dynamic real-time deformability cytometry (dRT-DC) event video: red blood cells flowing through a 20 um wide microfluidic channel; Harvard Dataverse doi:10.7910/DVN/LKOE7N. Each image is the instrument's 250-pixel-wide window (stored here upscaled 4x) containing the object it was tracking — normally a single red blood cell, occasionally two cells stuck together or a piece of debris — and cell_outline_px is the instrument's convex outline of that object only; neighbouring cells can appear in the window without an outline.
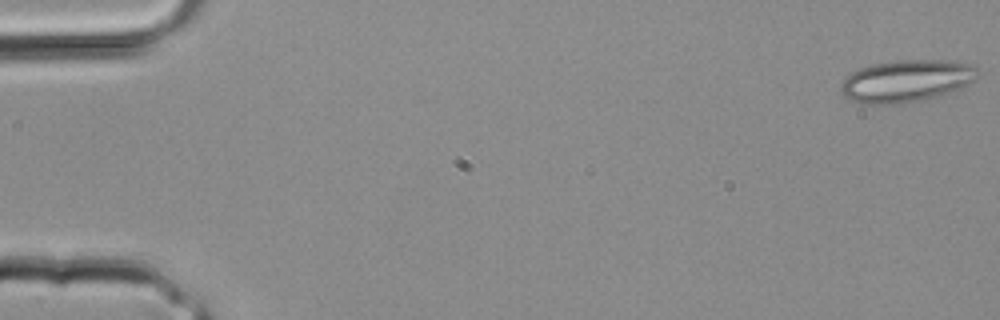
{"species": "common noctule bat (a hibernating species)", "species_latin": "Nyctalus noctula", "temperature_condition": "room temperature", "stored_images_in_passage": 33, "camera_frame_rate_fps": 3000, "um_per_image_px": 0.085, "animal": {"sex": "male", "body_mass_g": 20.4}, "frame": {"image": 1, "passage_image": 1, "time_ms": 0.0, "image_size_px": [1000, 320], "cell_outline_px": [[980, 76], [960, 88], [924, 100], [900, 104], [860, 104], [848, 100], [840, 92], [840, 84], [852, 72], [860, 68], [872, 64], [896, 60], [948, 60], [968, 64], [976, 68]], "centroid_in_image_um": [76.99, 6.89], "position_along_channel_um": 8.0, "area_um2": 33.76}}
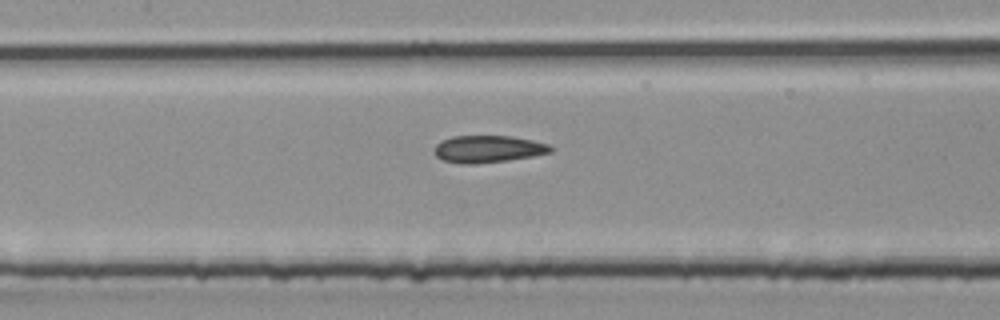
{"frame": {"image": 2, "passage_image": 16, "time_ms": 5.0, "image_size_px": [1000, 320], "cell_outline_px": [[552, 152], [532, 156], [508, 160], [476, 164], [460, 164], [444, 160], [436, 156], [432, 152], [432, 148], [440, 140], [452, 136], [512, 136], [532, 140], [548, 144], [552, 148]], "centroid_in_image_um": [41.42, 12.66], "position_along_channel_um": 166.0, "area_um2": 18.55}}
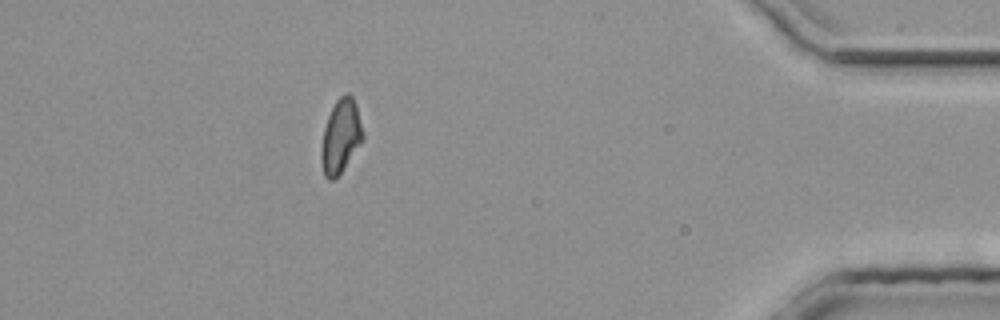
{"frame": {"image": 3, "passage_image": 30, "time_ms": 9.667, "image_size_px": [1000, 320], "cell_outline_px": [[364, 140], [340, 172], [332, 180], [328, 180], [324, 176], [320, 152], [324, 128], [328, 116], [336, 100], [340, 96], [348, 92], [352, 96], [356, 104], [364, 132]], "centroid_in_image_um": [28.97, 11.56], "position_along_channel_um": 406.2, "area_um2": 17.8}}